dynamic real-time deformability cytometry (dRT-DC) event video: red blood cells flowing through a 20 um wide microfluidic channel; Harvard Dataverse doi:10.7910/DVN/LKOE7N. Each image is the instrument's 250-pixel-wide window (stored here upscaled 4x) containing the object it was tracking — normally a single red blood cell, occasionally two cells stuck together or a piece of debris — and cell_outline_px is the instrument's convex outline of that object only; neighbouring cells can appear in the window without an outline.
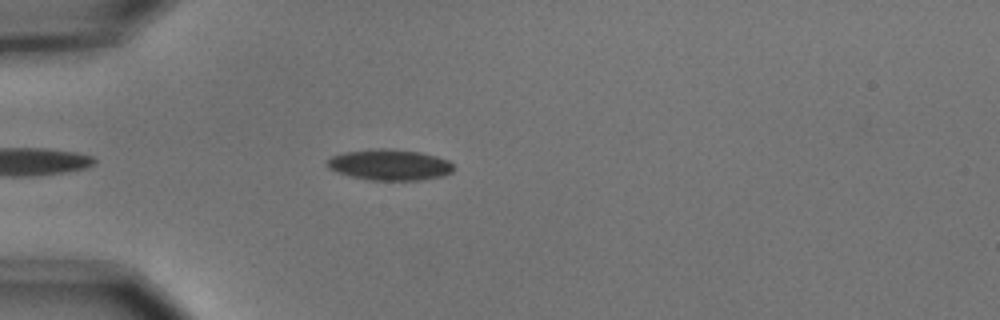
{"species": "common noctule bat (a hibernating species)", "species_latin": "Nyctalus noctula", "temperature_condition": "cold", "stored_images_in_passage": 30, "camera_frame_rate_fps": 3000, "um_per_image_px": 0.085, "animal": {"sex": "male", "body_mass_g": 15.6}, "frame": {"image": 1, "passage_image": 5, "time_ms": 1.333, "image_size_px": [1000, 320], "cell_outline_px": [[456, 168], [452, 172], [444, 176], [420, 180], [368, 180], [336, 172], [328, 168], [324, 164], [324, 160], [332, 156], [344, 152], [376, 148], [392, 148], [420, 152], [436, 156], [448, 160]], "centroid_in_image_um": [33.1, 14.0], "position_along_channel_um": 51.9, "area_um2": 23.18}}
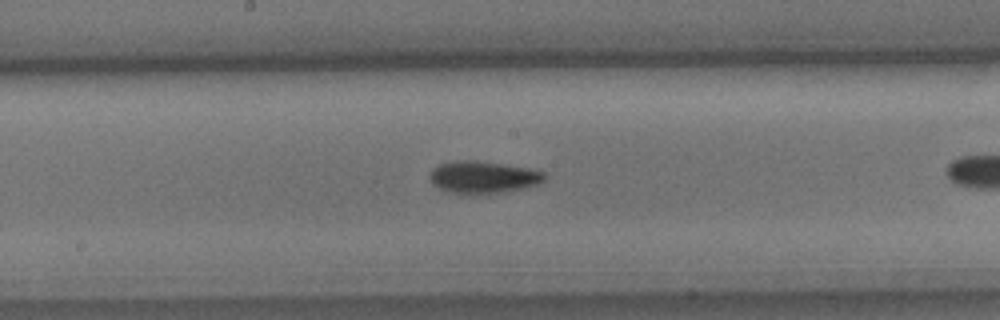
{"frame": {"image": 2, "passage_image": 15, "time_ms": 4.667, "image_size_px": [1000, 320], "cell_outline_px": [[544, 180], [540, 184], [524, 188], [500, 192], [448, 192], [432, 184], [428, 176], [432, 168], [440, 164], [456, 160], [476, 160], [504, 164], [528, 168], [544, 172]], "centroid_in_image_um": [41.05, 15.03], "position_along_channel_um": 207.2, "area_um2": 21.15}}
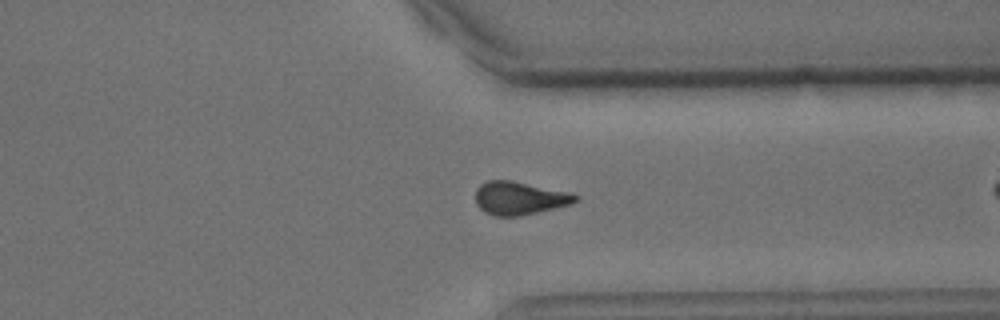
{"frame": {"image": 3, "passage_image": 28, "time_ms": 9.0, "image_size_px": [1000, 320], "cell_outline_px": [[580, 196], [572, 204], [520, 216], [496, 216], [484, 212], [476, 204], [476, 188], [480, 184], [488, 180], [512, 180], [572, 192]], "centroid_in_image_um": [44.17, 16.83], "position_along_channel_um": 367.2, "area_um2": 19.54}}